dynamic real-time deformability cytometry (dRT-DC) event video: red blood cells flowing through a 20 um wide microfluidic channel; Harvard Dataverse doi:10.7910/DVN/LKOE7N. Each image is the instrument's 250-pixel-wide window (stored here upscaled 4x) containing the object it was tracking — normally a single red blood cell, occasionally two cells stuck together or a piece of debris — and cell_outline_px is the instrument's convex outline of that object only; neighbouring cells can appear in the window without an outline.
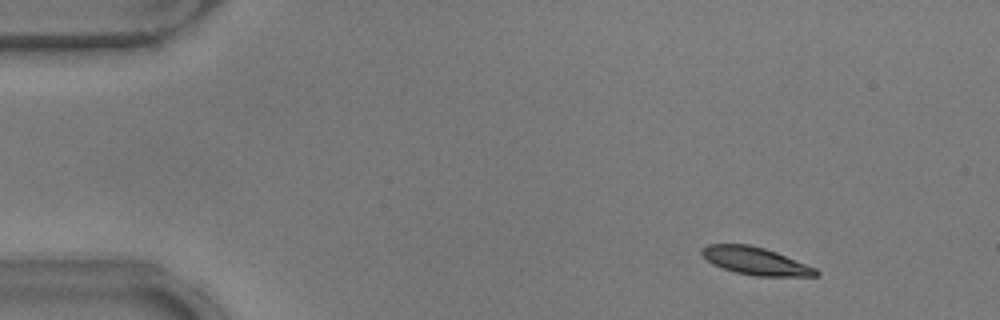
{"species": "common noctule bat (a hibernating species)", "species_latin": "Nyctalus noctula", "temperature_condition": "warm", "stored_images_in_passage": 52, "camera_frame_rate_fps": 3000, "um_per_image_px": 0.085, "animal": {"sex": "male", "body_mass_g": 17.9}, "frame": {"image": 1, "passage_image": 6, "time_ms": 1.667, "image_size_px": [1000, 320], "cell_outline_px": [[820, 272], [816, 276], [756, 276], [736, 272], [712, 264], [700, 252], [708, 244], [748, 244], [764, 248], [776, 252], [816, 268]], "centroid_in_image_um": [64.23, 22.18], "position_along_channel_um": 20.8, "area_um2": 18.09}}
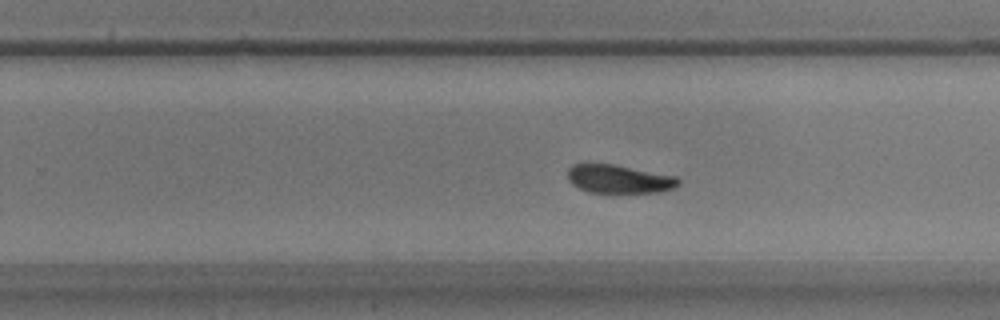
{"frame": {"image": 2, "passage_image": 33, "time_ms": 10.667, "image_size_px": [1000, 320], "cell_outline_px": [[680, 184], [672, 188], [660, 192], [588, 192], [572, 184], [568, 180], [568, 168], [572, 164], [612, 164], [676, 176], [680, 180]], "centroid_in_image_um": [52.61, 15.21], "position_along_channel_um": 277.2, "area_um2": 18.15}}
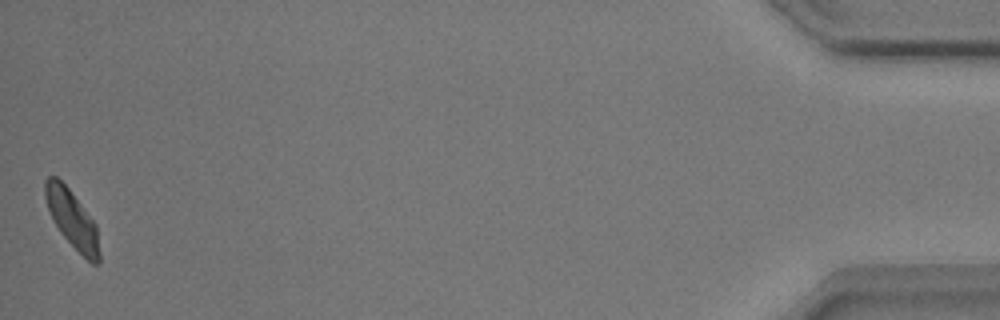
{"frame": {"image": 3, "passage_image": 52, "time_ms": 17.0, "image_size_px": [1000, 320], "cell_outline_px": [[100, 260], [96, 264], [92, 264], [60, 232], [48, 208], [44, 196], [44, 180], [48, 176], [56, 176], [68, 188], [96, 224], [100, 252]], "centroid_in_image_um": [6.13, 18.6], "position_along_channel_um": 429.1, "area_um2": 17.8}, "authors_computed_cell_mechanics": {"area_um2": 18.8139, "velocity_mm_per_s": 3.8369, "shape_relaxation_time_tau1_ms": 3.6546, "shape_relaxation_time_tau2_ms": 1.4358, "deformation_change_tau1": 0.1248, "deformation_change_tau2": 0.0598}}